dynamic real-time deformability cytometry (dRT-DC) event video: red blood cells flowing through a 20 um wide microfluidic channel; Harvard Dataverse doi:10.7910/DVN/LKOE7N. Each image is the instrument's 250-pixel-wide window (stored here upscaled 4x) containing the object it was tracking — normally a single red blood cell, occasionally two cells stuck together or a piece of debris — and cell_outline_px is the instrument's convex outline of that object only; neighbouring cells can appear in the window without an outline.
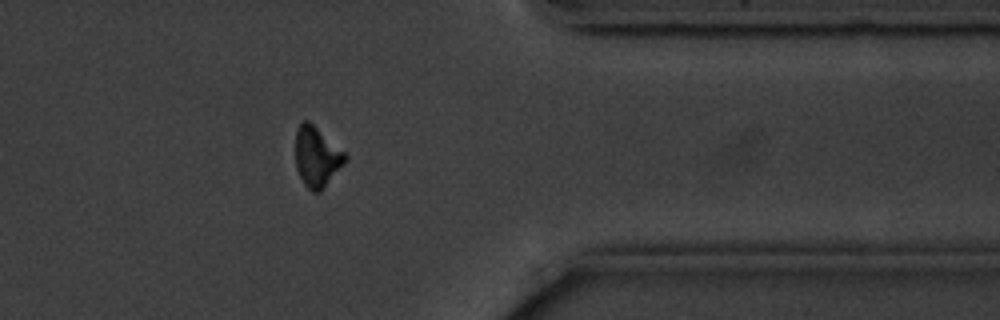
{"species": "common noctule bat (a hibernating species)", "species_latin": "Nyctalus noctula", "temperature_condition": "cold", "stored_images_in_passage": 15, "camera_frame_rate_fps": 3000, "um_per_image_px": 0.085, "animal": {"sex": "male", "body_mass_g": 20.1, "forearm_length_mm": 53.5}, "frame": {"image": 1, "passage_image": 13, "time_ms": 14.667, "image_size_px": [1000, 320], "cell_outline_px": [[348, 156], [344, 164], [320, 192], [312, 192], [304, 184], [296, 168], [296, 132], [300, 124], [304, 120], [308, 120], [344, 152]], "centroid_in_image_um": [26.92, 13.35], "position_along_channel_um": 384.5, "area_um2": 17.11}}
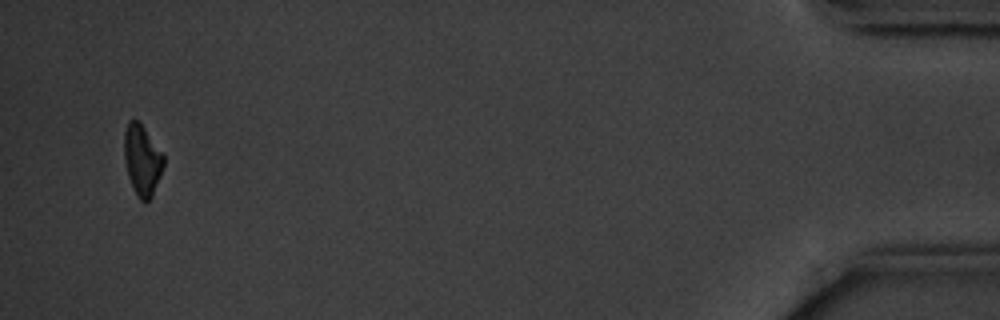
{"frame": {"image": 2, "passage_image": 15, "time_ms": 17.667, "image_size_px": [1000, 320], "cell_outline_px": [[164, 164], [160, 176], [152, 196], [144, 204], [140, 200], [128, 176], [124, 160], [124, 132], [128, 120], [136, 120], [144, 128], [164, 152]], "centroid_in_image_um": [12.09, 13.59], "position_along_channel_um": 423.1, "area_um2": 16.24}, "authors_computed_cell_mechanics": {"area_um2": 18.0914, "velocity_mm_per_s": 3.5651, "shape_relaxation_time_tau1_ms": 1.2146, "shape_relaxation_time_tau2_ms": null, "deformation_change_tau1": 0.0918, "deformation_change_tau2": null}}